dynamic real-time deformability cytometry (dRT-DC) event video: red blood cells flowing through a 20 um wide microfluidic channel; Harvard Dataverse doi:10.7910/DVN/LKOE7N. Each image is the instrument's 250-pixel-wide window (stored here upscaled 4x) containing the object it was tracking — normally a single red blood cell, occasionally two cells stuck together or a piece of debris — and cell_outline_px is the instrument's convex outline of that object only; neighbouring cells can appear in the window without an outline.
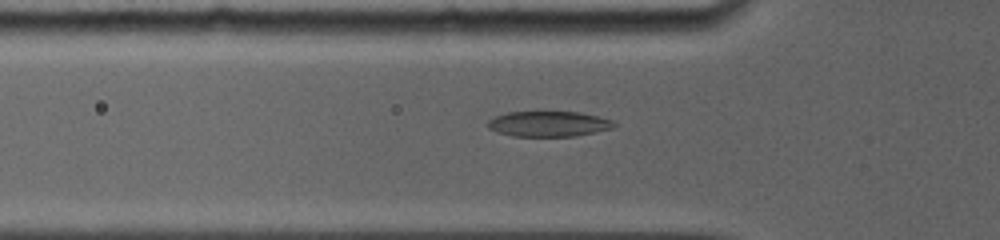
{"species": "common noctule bat (a hibernating species)", "species_latin": "Nyctalus noctula", "temperature_condition": "room temperature", "stored_images_in_passage": 9, "camera_frame_rate_fps": 5000, "um_per_image_px": 0.085, "animal": {"sex": "female", "body_mass_g": 19.0, "forearm_length_mm": 56.7}, "frame": {"image": 1, "passage_image": 7, "time_ms": 4.4, "image_size_px": [1000, 240], "cell_outline_px": [[616, 124], [612, 128], [576, 136], [512, 136], [488, 128], [488, 120], [496, 116], [508, 112], [580, 112], [612, 120]], "centroid_in_image_um": [46.63, 10.53], "position_along_channel_um": 79.2, "area_um2": 18.44}}
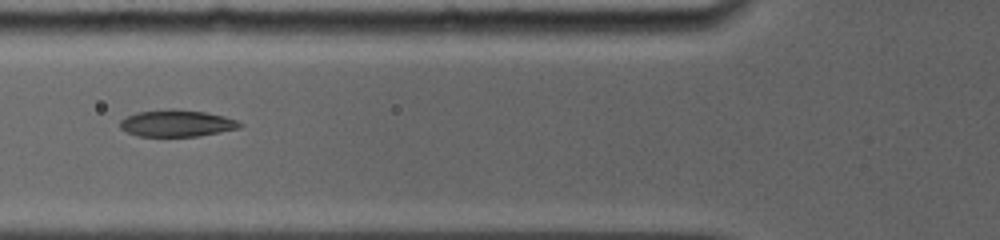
{"frame": {"image": 2, "passage_image": 8, "time_ms": 5.2, "image_size_px": [1000, 240], "cell_outline_px": [[244, 124], [240, 128], [220, 132], [196, 136], [140, 136], [128, 132], [120, 128], [120, 120], [136, 112], [168, 108], [172, 108], [208, 112], [224, 116], [236, 120]], "centroid_in_image_um": [15.04, 10.46], "position_along_channel_um": 110.8, "area_um2": 18.79}}